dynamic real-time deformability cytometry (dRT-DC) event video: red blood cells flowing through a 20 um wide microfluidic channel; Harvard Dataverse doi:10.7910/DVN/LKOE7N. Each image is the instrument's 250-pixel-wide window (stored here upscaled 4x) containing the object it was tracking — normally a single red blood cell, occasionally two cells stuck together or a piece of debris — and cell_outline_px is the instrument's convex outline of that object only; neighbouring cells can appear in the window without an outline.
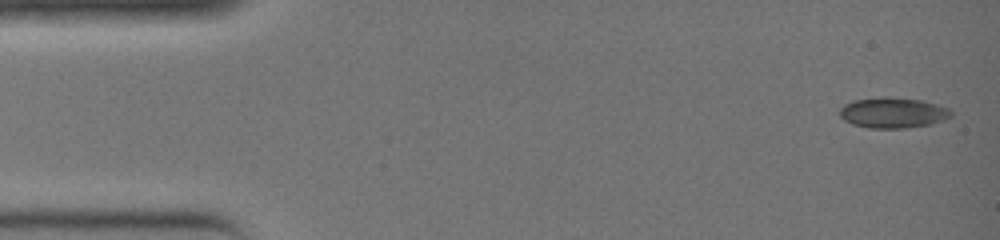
{"species": "common noctule bat (a hibernating species)", "species_latin": "Nyctalus noctula", "temperature_condition": "warm", "stored_images_in_passage": 35, "camera_frame_rate_fps": 3000, "um_per_image_px": 0.085, "animal": {"sex": "female", "body_mass_g": 19.0, "forearm_length_mm": 51.5}, "frame": {"image": 1, "passage_image": 1, "time_ms": 0.0, "image_size_px": [1000, 240], "cell_outline_px": [[952, 116], [944, 120], [928, 124], [904, 128], [868, 128], [852, 124], [844, 120], [840, 116], [840, 108], [844, 104], [852, 100], [884, 96], [920, 100], [936, 104], [948, 108], [952, 112]], "centroid_in_image_um": [75.86, 9.57], "position_along_channel_um": 9.1, "area_um2": 19.83}}
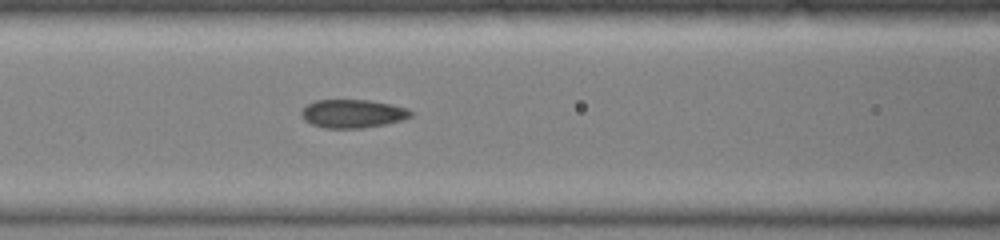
{"frame": {"image": 2, "passage_image": 15, "time_ms": 4.667, "image_size_px": [1000, 240], "cell_outline_px": [[416, 112], [412, 116], [404, 120], [364, 128], [324, 128], [312, 124], [304, 120], [300, 112], [308, 104], [316, 100], [368, 100], [392, 104], [408, 108]], "centroid_in_image_um": [30.04, 9.66], "position_along_channel_um": 136.6, "area_um2": 18.26}}
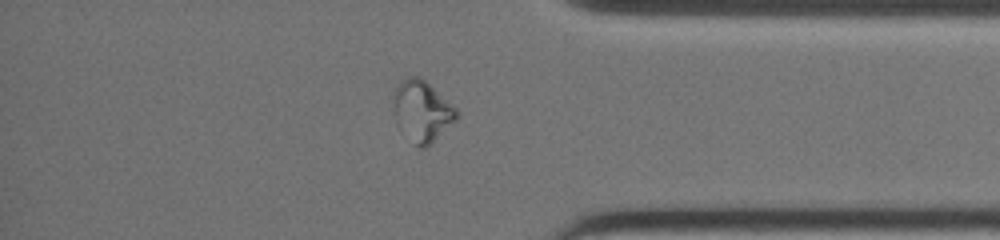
{"frame": {"image": 3, "passage_image": 30, "time_ms": 9.667, "image_size_px": [1000, 240], "cell_outline_px": [[460, 116], [456, 120], [424, 148], [420, 148], [396, 124], [392, 108], [392, 104], [396, 84], [400, 80], [408, 76], [420, 76], [452, 104], [460, 112]], "centroid_in_image_um": [35.85, 9.39], "position_along_channel_um": 399.4, "area_um2": 22.37}}